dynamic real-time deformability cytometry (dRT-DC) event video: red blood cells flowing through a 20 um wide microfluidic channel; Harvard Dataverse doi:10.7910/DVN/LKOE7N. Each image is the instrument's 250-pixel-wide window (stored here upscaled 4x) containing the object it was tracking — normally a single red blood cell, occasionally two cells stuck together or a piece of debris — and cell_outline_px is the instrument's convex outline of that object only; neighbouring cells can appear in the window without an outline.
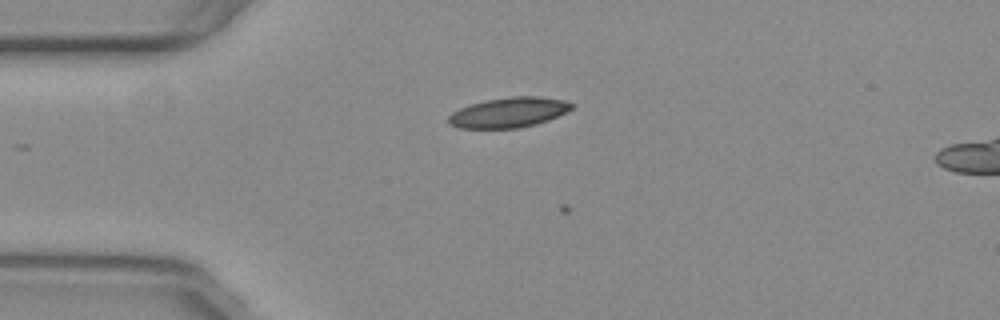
{"species": "common noctule bat (a hibernating species)", "species_latin": "Nyctalus noctula", "temperature_condition": "warm", "stored_images_in_passage": 2, "camera_frame_rate_fps": 3000, "um_per_image_px": 0.085, "animal": {"sex": "female", "body_mass_g": 29.2, "forearm_length_mm": 56.3}, "frame": {"image": 1, "passage_image": 1, "time_ms": 0.0, "image_size_px": [1000, 320], "cell_outline_px": [[576, 104], [568, 112], [548, 120], [536, 124], [520, 128], [460, 128], [448, 124], [448, 116], [452, 112], [468, 104], [484, 100], [512, 96], [540, 96], [564, 100]], "centroid_in_image_um": [43.26, 9.55], "position_along_channel_um": 41.7, "area_um2": 21.91}}